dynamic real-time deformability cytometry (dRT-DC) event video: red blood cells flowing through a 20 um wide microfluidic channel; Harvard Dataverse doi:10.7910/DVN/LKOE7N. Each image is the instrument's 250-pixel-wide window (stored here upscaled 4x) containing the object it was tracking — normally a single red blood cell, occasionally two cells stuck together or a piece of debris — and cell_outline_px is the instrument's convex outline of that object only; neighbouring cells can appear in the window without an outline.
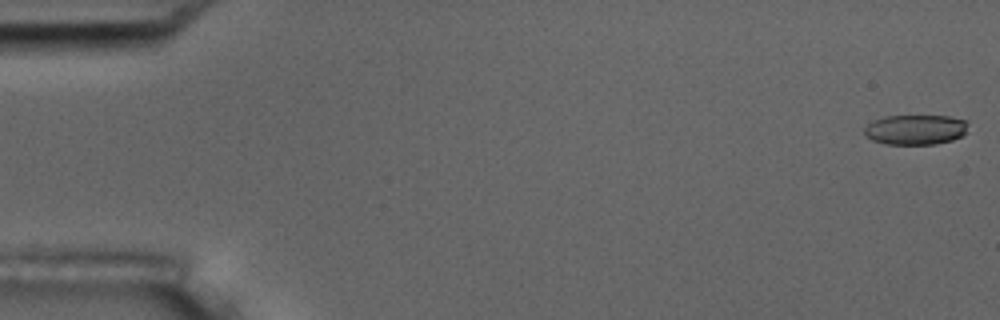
{"species": "common noctule bat (a hibernating species)", "species_latin": "Nyctalus noctula", "temperature_condition": "room temperature", "stored_images_in_passage": 6, "camera_frame_rate_fps": 3000, "um_per_image_px": 0.085, "animal": {"sex": "male", "body_mass_g": 17.5, "forearm_length_mm": 52.3}, "frame": {"image": 1, "passage_image": 1, "time_ms": 0.0, "image_size_px": [1000, 320], "cell_outline_px": [[968, 124], [964, 136], [952, 140], [936, 144], [884, 144], [872, 140], [864, 136], [864, 128], [872, 120], [884, 116], [948, 116], [968, 120]], "centroid_in_image_um": [77.82, 11.02], "position_along_channel_um": 7.2, "area_um2": 18.44}}
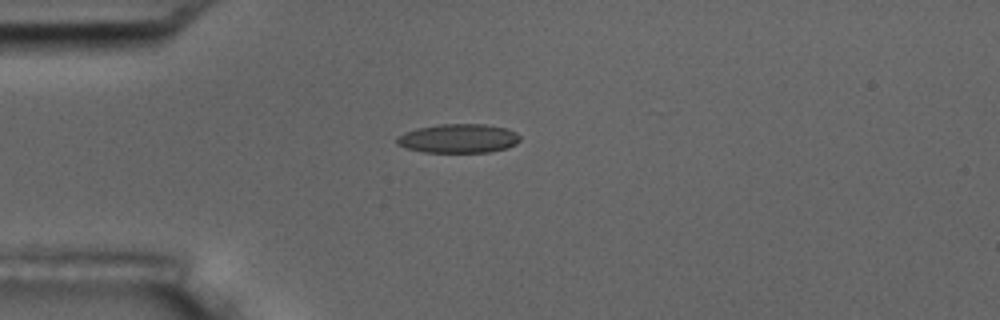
{"frame": {"image": 2, "passage_image": 5, "time_ms": 4.667, "image_size_px": [1000, 320], "cell_outline_px": [[520, 140], [516, 144], [508, 148], [488, 152], [424, 152], [404, 148], [396, 144], [396, 136], [404, 132], [416, 128], [440, 124], [484, 124], [504, 128], [516, 132], [520, 136]], "centroid_in_image_um": [38.93, 11.77], "position_along_channel_um": 46.1, "area_um2": 20.98}}